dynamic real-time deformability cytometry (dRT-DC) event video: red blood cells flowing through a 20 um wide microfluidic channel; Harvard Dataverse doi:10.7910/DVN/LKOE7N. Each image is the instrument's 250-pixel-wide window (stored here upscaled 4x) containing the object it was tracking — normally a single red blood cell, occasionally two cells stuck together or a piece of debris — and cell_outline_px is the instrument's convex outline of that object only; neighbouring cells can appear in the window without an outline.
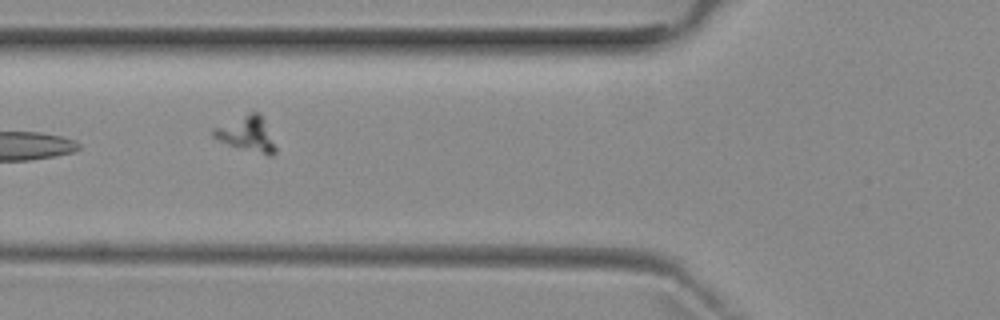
{"species": "common noctule bat (a hibernating species)", "species_latin": "Nyctalus noctula", "temperature_condition": "room temperature", "stored_images_in_passage": 5, "camera_frame_rate_fps": 3000, "um_per_image_px": 0.085, "animal": {"sex": "female", "body_mass_g": 29.2, "forearm_length_mm": 56.3}, "frame": {"image": 1, "passage_image": 2, "time_ms": 1.333, "image_size_px": [1000, 320], "cell_outline_px": [[276, 152], [272, 156], [268, 156], [228, 144], [212, 136], [212, 128], [248, 112], [260, 112], [276, 148]], "centroid_in_image_um": [20.97, 11.37], "position_along_channel_um": 104.8, "area_um2": 12.54}}
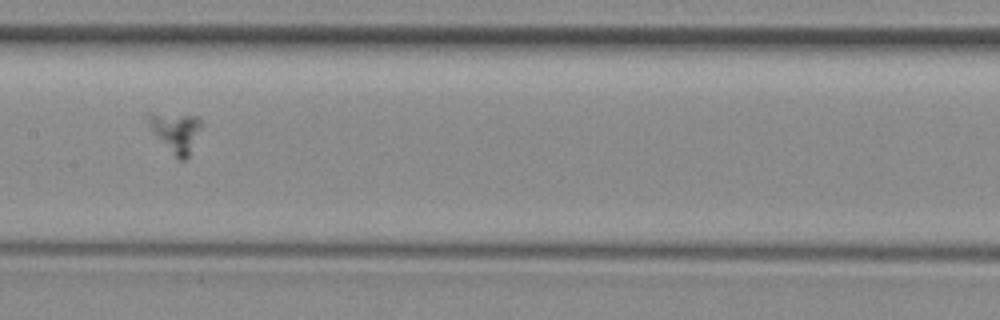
{"frame": {"image": 2, "passage_image": 4, "time_ms": 3.667, "image_size_px": [1000, 320], "cell_outline_px": [[200, 124], [188, 160], [176, 160], [156, 132], [148, 120], [148, 116], [196, 116], [200, 120]], "centroid_in_image_um": [15.03, 11.34], "position_along_channel_um": 192.4, "area_um2": 10.92}}
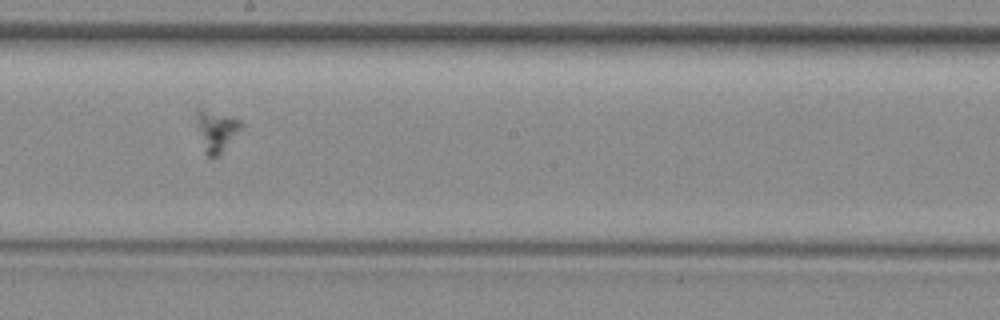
{"frame": {"image": 3, "passage_image": 5, "time_ms": 4.667, "image_size_px": [1000, 320], "cell_outline_px": [[244, 124], [220, 152], [216, 156], [208, 156], [204, 152], [196, 120], [196, 108], [200, 104], [244, 120]], "centroid_in_image_um": [18.36, 10.96], "position_along_channel_um": 229.8, "area_um2": 11.04}}